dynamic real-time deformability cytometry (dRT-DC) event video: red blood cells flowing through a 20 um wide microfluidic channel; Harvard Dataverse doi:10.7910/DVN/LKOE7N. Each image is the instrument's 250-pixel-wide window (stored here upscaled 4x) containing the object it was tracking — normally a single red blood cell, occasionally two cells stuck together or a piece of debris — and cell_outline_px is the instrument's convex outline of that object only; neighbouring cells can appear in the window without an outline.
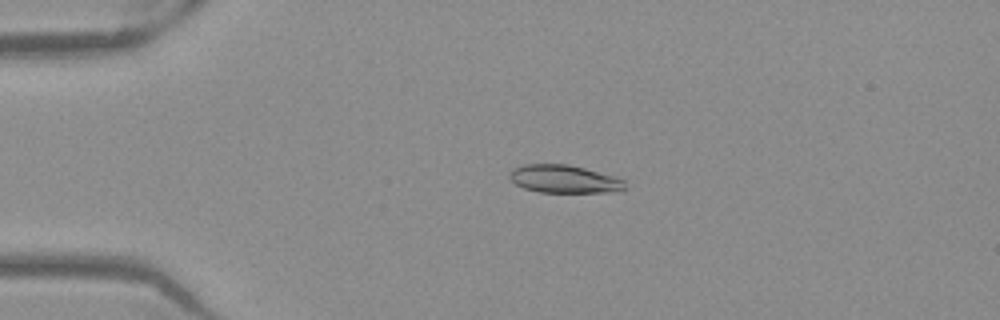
{"species": "Egyptian fruit bat (a non-hibernating species)", "species_latin": "Rousettus aegyptiacus", "temperature_condition": "warm", "stored_images_in_passage": 44, "camera_frame_rate_fps": 3000, "um_per_image_px": 0.085, "frame": {"image": 1, "passage_image": 4, "time_ms": 1.0, "image_size_px": [1000, 320], "cell_outline_px": [[628, 188], [620, 192], [540, 192], [524, 188], [516, 184], [508, 176], [508, 172], [512, 168], [524, 164], [568, 164], [584, 168], [612, 176], [624, 180]], "centroid_in_image_um": [47.96, 15.22], "position_along_channel_um": 37.0, "area_um2": 18.9}}
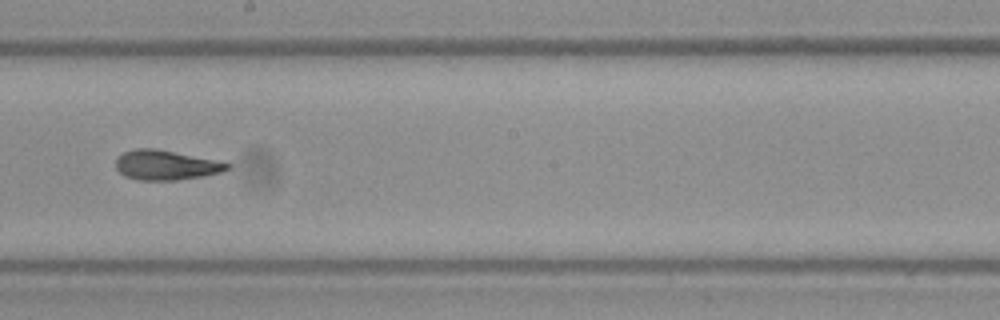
{"frame": {"image": 2, "passage_image": 22, "time_ms": 7.0, "image_size_px": [1000, 320], "cell_outline_px": [[232, 164], [224, 172], [204, 176], [176, 180], [140, 180], [124, 176], [116, 168], [116, 156], [124, 152], [136, 148], [156, 148], [216, 160]], "centroid_in_image_um": [14.1, 14.03], "position_along_channel_um": 234.1, "area_um2": 19.42}}
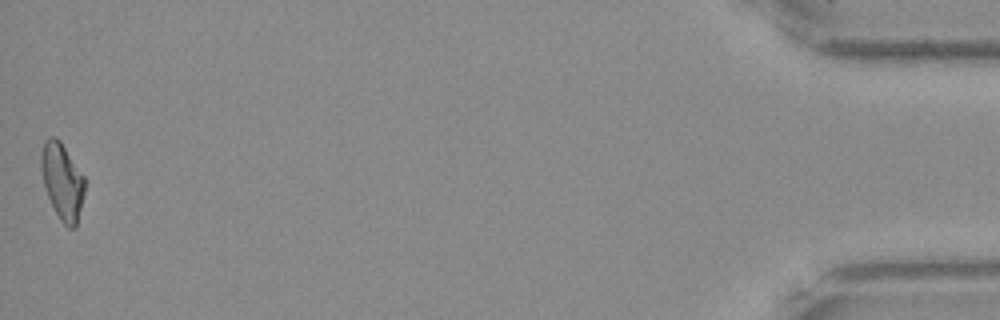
{"frame": {"image": 3, "passage_image": 44, "time_ms": 14.333, "image_size_px": [1000, 320], "cell_outline_px": [[88, 180], [76, 228], [68, 228], [60, 220], [48, 196], [44, 184], [40, 168], [40, 152], [44, 140], [48, 136], [56, 136], [60, 140]], "centroid_in_image_um": [5.32, 15.37], "position_along_channel_um": 429.9, "area_um2": 20.0}, "authors_computed_cell_mechanics": {"area_um2": 19.4497, "velocity_mm_per_s": 3.9416, "shape_relaxation_time_tau1_ms": 4.2143, "shape_relaxation_time_tau2_ms": 1.8173, "deformation_change_tau1": 0.1775, "deformation_change_tau2": 0.0908}}